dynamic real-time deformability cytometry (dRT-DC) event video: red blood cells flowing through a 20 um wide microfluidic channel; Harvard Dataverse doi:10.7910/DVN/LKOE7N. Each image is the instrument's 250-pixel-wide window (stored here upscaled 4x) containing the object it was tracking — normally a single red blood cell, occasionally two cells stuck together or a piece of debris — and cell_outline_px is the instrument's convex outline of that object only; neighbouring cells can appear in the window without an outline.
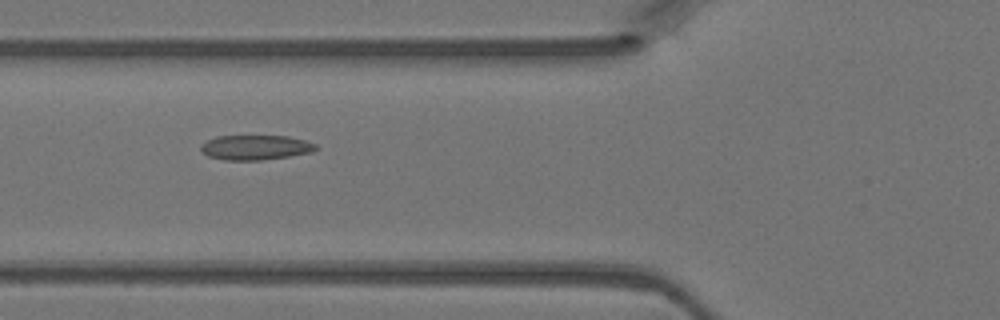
{"species": "Egyptian fruit bat (a non-hibernating species)", "species_latin": "Rousettus aegyptiacus", "temperature_condition": "warm", "stored_images_in_passage": 3, "camera_frame_rate_fps": 3000, "um_per_image_px": 0.085, "animal": {"sex": "female"}, "frame": {"image": 1, "passage_image": 3, "time_ms": 0.667, "image_size_px": [1000, 320], "cell_outline_px": [[316, 148], [312, 152], [288, 156], [260, 160], [224, 160], [208, 156], [200, 148], [200, 144], [216, 136], [288, 136], [304, 140], [316, 144]], "centroid_in_image_um": [21.69, 12.53], "position_along_channel_um": 104.1, "area_um2": 16.47}}